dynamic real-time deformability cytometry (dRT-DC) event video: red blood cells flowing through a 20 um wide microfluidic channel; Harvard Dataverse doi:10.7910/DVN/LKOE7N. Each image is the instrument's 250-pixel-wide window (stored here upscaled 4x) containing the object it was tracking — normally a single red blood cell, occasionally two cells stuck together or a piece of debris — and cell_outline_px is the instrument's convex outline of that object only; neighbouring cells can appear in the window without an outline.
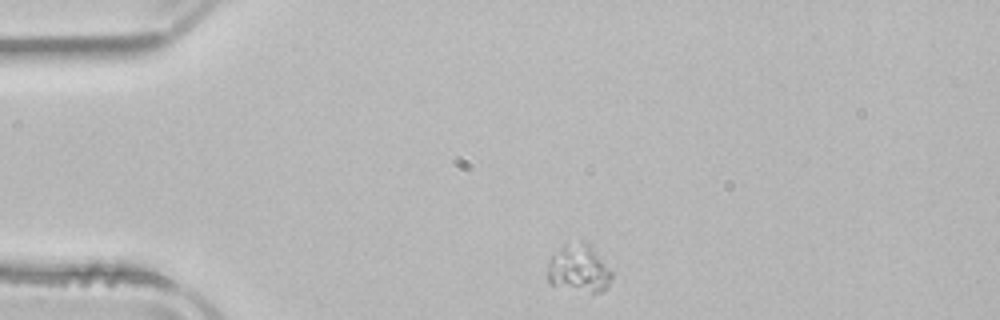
{"species": "common noctule bat (a hibernating species)", "species_latin": "Nyctalus noctula", "temperature_condition": "room temperature", "stored_images_in_passage": 43, "camera_frame_rate_fps": 3000, "um_per_image_px": 0.085, "animal": {"sex": "male", "body_mass_g": 21.5, "forearm_length_mm": 52.0}, "frame": {"image": 1, "passage_image": 1, "time_ms": 0.0, "image_size_px": [1000, 320], "cell_outline_px": [[612, 276], [608, 288], [600, 292], [592, 292], [548, 284], [548, 260], [564, 244], [580, 236], [588, 244], [612, 272]], "centroid_in_image_um": [49.18, 22.78], "position_along_channel_um": 35.8, "area_um2": 17.86}}
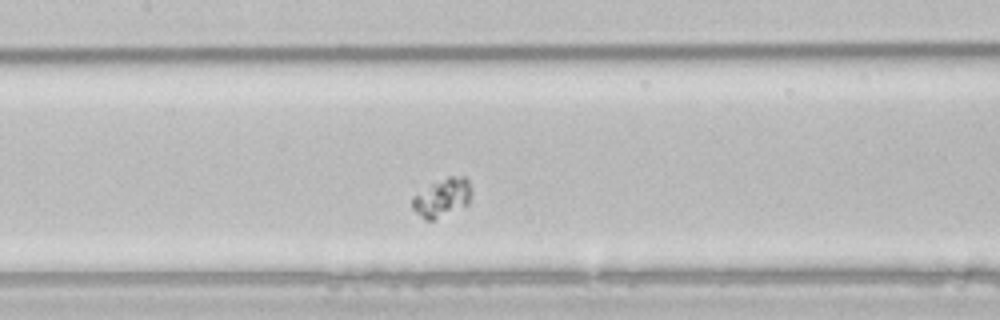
{"frame": {"image": 2, "passage_image": 15, "time_ms": 4.667, "image_size_px": [1000, 320], "cell_outline_px": [[472, 196], [468, 204], [436, 220], [424, 220], [412, 208], [412, 196], [432, 184], [448, 176], [464, 176], [468, 180], [472, 188]], "centroid_in_image_um": [37.61, 16.81], "position_along_channel_um": 169.8, "area_um2": 13.35}}
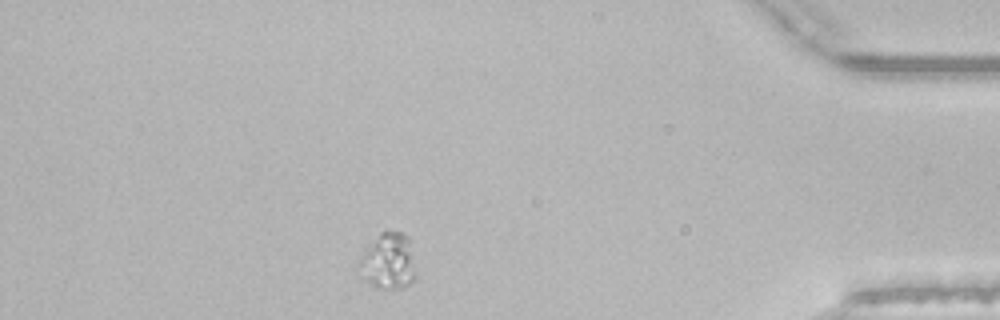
{"frame": {"image": 3, "passage_image": 37, "time_ms": 12.0, "image_size_px": [1000, 320], "cell_outline_px": [[416, 276], [408, 284], [400, 288], [376, 288], [368, 284], [360, 276], [360, 256], [364, 248], [384, 228], [400, 232], [408, 236]], "centroid_in_image_um": [32.96, 22.17], "position_along_channel_um": 402.2, "area_um2": 18.79}}